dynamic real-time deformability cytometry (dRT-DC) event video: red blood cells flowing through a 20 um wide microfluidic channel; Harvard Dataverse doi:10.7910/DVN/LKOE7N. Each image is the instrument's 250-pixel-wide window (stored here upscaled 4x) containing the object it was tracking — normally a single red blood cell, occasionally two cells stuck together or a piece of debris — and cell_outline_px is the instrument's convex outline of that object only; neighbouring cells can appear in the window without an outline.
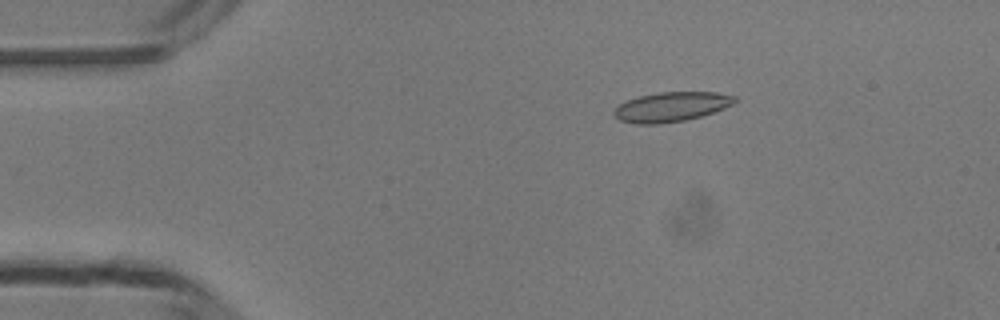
{"species": "common noctule bat (a hibernating species)", "species_latin": "Nyctalus noctula", "temperature_condition": "room temperature", "stored_images_in_passage": 49, "camera_frame_rate_fps": 3000, "um_per_image_px": 0.085, "animal": {"sex": "male", "body_mass_g": 13.3}, "frame": {"image": 1, "passage_image": 9, "time_ms": 2.667, "image_size_px": [1000, 320], "cell_outline_px": [[740, 100], [724, 108], [700, 116], [684, 120], [656, 124], [636, 124], [620, 120], [612, 112], [620, 104], [628, 100], [640, 96], [660, 92], [716, 92], [736, 96]], "centroid_in_image_um": [57.09, 9.07], "position_along_channel_um": 27.9, "area_um2": 20.63}}
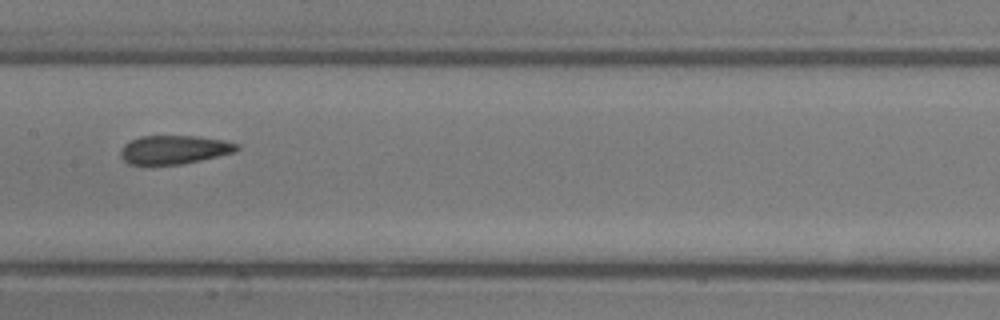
{"frame": {"image": 2, "passage_image": 25, "time_ms": 8.0, "image_size_px": [1000, 320], "cell_outline_px": [[240, 148], [236, 152], [200, 160], [180, 164], [128, 164], [120, 156], [120, 152], [124, 144], [140, 136], [196, 136], [224, 140], [240, 144]], "centroid_in_image_um": [14.83, 12.71], "position_along_channel_um": 192.6, "area_um2": 19.36}}
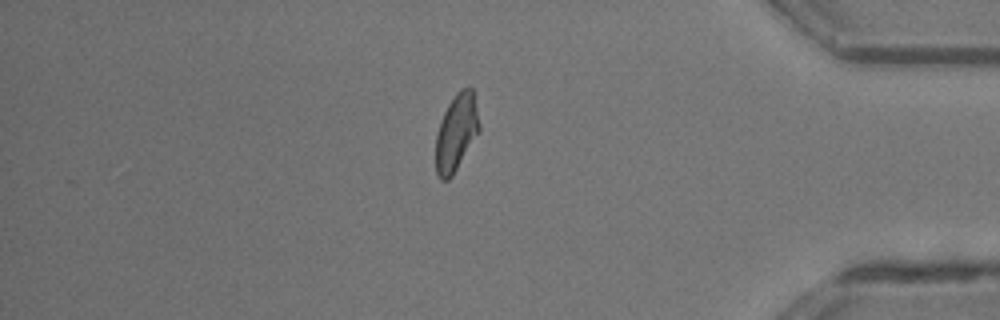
{"frame": {"image": 3, "passage_image": 42, "time_ms": 13.667, "image_size_px": [1000, 320], "cell_outline_px": [[480, 132], [452, 176], [448, 180], [440, 180], [436, 172], [436, 136], [440, 120], [448, 104], [456, 92], [460, 88], [468, 84], [472, 88], [480, 124]], "centroid_in_image_um": [38.8, 11.24], "position_along_channel_um": 396.4, "area_um2": 19.77}, "authors_computed_cell_mechanics": {"area_um2": 20.1722, "velocity_mm_per_s": 4.2047, "shape_relaxation_time_tau1_ms": 7.4453, "shape_relaxation_time_tau2_ms": 2.0429, "deformation_change_tau1": 0.2133, "deformation_change_tau2": 0.0986}}